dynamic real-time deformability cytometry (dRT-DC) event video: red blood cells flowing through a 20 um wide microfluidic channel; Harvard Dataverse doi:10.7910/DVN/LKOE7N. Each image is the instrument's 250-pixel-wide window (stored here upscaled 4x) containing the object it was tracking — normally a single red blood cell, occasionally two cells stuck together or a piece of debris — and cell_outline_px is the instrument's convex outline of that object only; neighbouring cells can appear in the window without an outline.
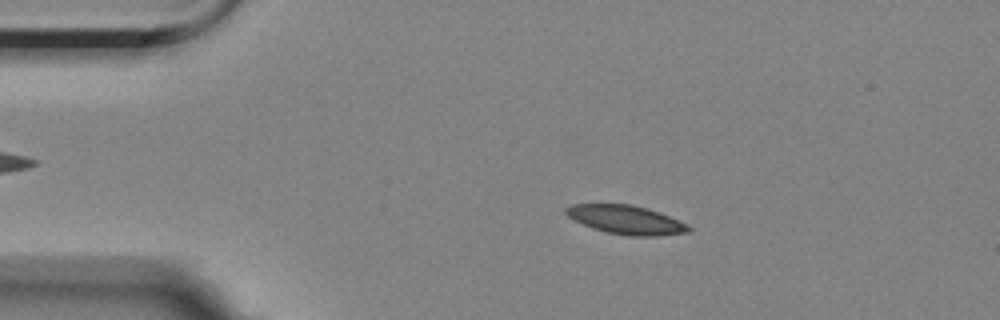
{"species": "Egyptian fruit bat (a non-hibernating species)", "species_latin": "Rousettus aegyptiacus", "temperature_condition": "room temperature", "stored_images_in_passage": 56, "camera_frame_rate_fps": 3000, "um_per_image_px": 0.085, "animal": {"sex": "female"}, "frame": {"image": 1, "passage_image": 10, "time_ms": 3.0, "image_size_px": [1000, 320], "cell_outline_px": [[692, 228], [688, 232], [656, 236], [628, 236], [608, 232], [592, 228], [568, 216], [564, 212], [564, 208], [572, 204], [632, 204], [648, 208], [660, 212], [688, 224]], "centroid_in_image_um": [53.23, 18.67], "position_along_channel_um": 31.8, "area_um2": 20.58}}
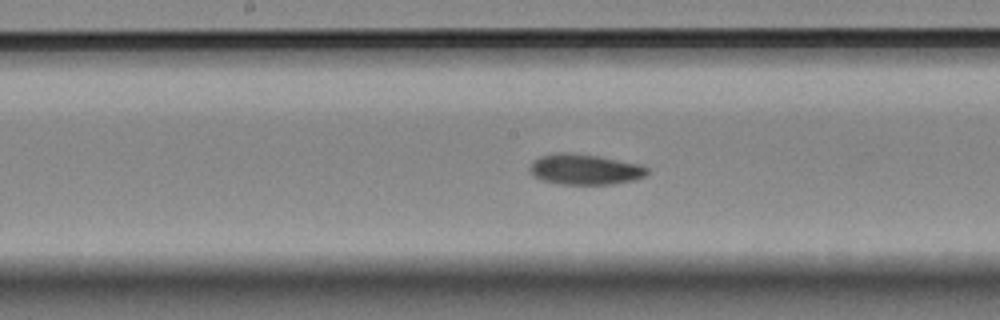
{"frame": {"image": 2, "passage_image": 28, "time_ms": 9.0, "image_size_px": [1000, 320], "cell_outline_px": [[648, 172], [644, 176], [632, 180], [612, 184], [560, 184], [540, 180], [532, 176], [528, 168], [532, 160], [540, 156], [556, 152], [568, 152], [596, 156], [640, 164], [648, 168]], "centroid_in_image_um": [49.63, 14.39], "position_along_channel_um": 198.6, "area_um2": 20.98}}
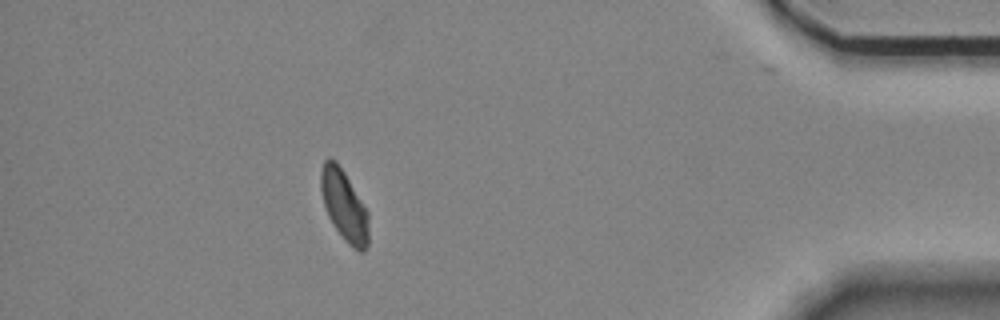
{"frame": {"image": 3, "passage_image": 50, "time_ms": 16.333, "image_size_px": [1000, 320], "cell_outline_px": [[368, 244], [364, 252], [360, 252], [352, 248], [344, 240], [332, 224], [328, 216], [324, 204], [320, 188], [320, 172], [324, 160], [336, 160], [344, 172], [368, 212]], "centroid_in_image_um": [29.25, 17.51], "position_along_channel_um": 406.0, "area_um2": 19.65}, "authors_computed_cell_mechanics": {"area_um2": 20.5768, "velocity_mm_per_s": 3.4893, "shape_relaxation_time_tau1_ms": 11.1819, "shape_relaxation_time_tau2_ms": null, "deformation_change_tau1": 0.1595, "deformation_change_tau2": null}}